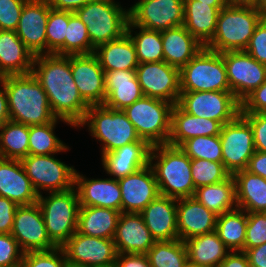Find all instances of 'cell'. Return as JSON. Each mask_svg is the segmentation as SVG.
<instances>
[{"label": "cell", "mask_w": 266, "mask_h": 267, "mask_svg": "<svg viewBox=\"0 0 266 267\" xmlns=\"http://www.w3.org/2000/svg\"><path fill=\"white\" fill-rule=\"evenodd\" d=\"M222 144V163L233 175L245 170L250 158L255 153L253 131L250 124L239 115L232 122L222 126L220 131Z\"/></svg>", "instance_id": "obj_12"}, {"label": "cell", "mask_w": 266, "mask_h": 267, "mask_svg": "<svg viewBox=\"0 0 266 267\" xmlns=\"http://www.w3.org/2000/svg\"><path fill=\"white\" fill-rule=\"evenodd\" d=\"M118 183L121 190V212L140 213L160 195L150 164L118 179Z\"/></svg>", "instance_id": "obj_20"}, {"label": "cell", "mask_w": 266, "mask_h": 267, "mask_svg": "<svg viewBox=\"0 0 266 267\" xmlns=\"http://www.w3.org/2000/svg\"><path fill=\"white\" fill-rule=\"evenodd\" d=\"M151 267H185L188 263L184 241H156L147 254Z\"/></svg>", "instance_id": "obj_41"}, {"label": "cell", "mask_w": 266, "mask_h": 267, "mask_svg": "<svg viewBox=\"0 0 266 267\" xmlns=\"http://www.w3.org/2000/svg\"><path fill=\"white\" fill-rule=\"evenodd\" d=\"M245 52L259 63L266 65V18L256 26Z\"/></svg>", "instance_id": "obj_50"}, {"label": "cell", "mask_w": 266, "mask_h": 267, "mask_svg": "<svg viewBox=\"0 0 266 267\" xmlns=\"http://www.w3.org/2000/svg\"><path fill=\"white\" fill-rule=\"evenodd\" d=\"M18 206L14 201L0 196V234H11Z\"/></svg>", "instance_id": "obj_53"}, {"label": "cell", "mask_w": 266, "mask_h": 267, "mask_svg": "<svg viewBox=\"0 0 266 267\" xmlns=\"http://www.w3.org/2000/svg\"><path fill=\"white\" fill-rule=\"evenodd\" d=\"M51 7L48 0H28L19 19L16 34L34 54H47L46 26Z\"/></svg>", "instance_id": "obj_19"}, {"label": "cell", "mask_w": 266, "mask_h": 267, "mask_svg": "<svg viewBox=\"0 0 266 267\" xmlns=\"http://www.w3.org/2000/svg\"><path fill=\"white\" fill-rule=\"evenodd\" d=\"M155 242L140 213H120L114 236L117 253L147 254Z\"/></svg>", "instance_id": "obj_22"}, {"label": "cell", "mask_w": 266, "mask_h": 267, "mask_svg": "<svg viewBox=\"0 0 266 267\" xmlns=\"http://www.w3.org/2000/svg\"><path fill=\"white\" fill-rule=\"evenodd\" d=\"M250 267H266V243L243 251Z\"/></svg>", "instance_id": "obj_55"}, {"label": "cell", "mask_w": 266, "mask_h": 267, "mask_svg": "<svg viewBox=\"0 0 266 267\" xmlns=\"http://www.w3.org/2000/svg\"><path fill=\"white\" fill-rule=\"evenodd\" d=\"M193 197L216 215L237 208L235 180L230 175L226 180L195 189Z\"/></svg>", "instance_id": "obj_36"}, {"label": "cell", "mask_w": 266, "mask_h": 267, "mask_svg": "<svg viewBox=\"0 0 266 267\" xmlns=\"http://www.w3.org/2000/svg\"><path fill=\"white\" fill-rule=\"evenodd\" d=\"M85 125H88L91 136L102 142V156L141 139L123 110L111 109L104 104L90 105L78 127Z\"/></svg>", "instance_id": "obj_5"}, {"label": "cell", "mask_w": 266, "mask_h": 267, "mask_svg": "<svg viewBox=\"0 0 266 267\" xmlns=\"http://www.w3.org/2000/svg\"><path fill=\"white\" fill-rule=\"evenodd\" d=\"M217 217L194 197L177 199V227L179 239L184 241L215 231Z\"/></svg>", "instance_id": "obj_25"}, {"label": "cell", "mask_w": 266, "mask_h": 267, "mask_svg": "<svg viewBox=\"0 0 266 267\" xmlns=\"http://www.w3.org/2000/svg\"><path fill=\"white\" fill-rule=\"evenodd\" d=\"M67 260L61 247L48 251L25 252L20 267H67Z\"/></svg>", "instance_id": "obj_46"}, {"label": "cell", "mask_w": 266, "mask_h": 267, "mask_svg": "<svg viewBox=\"0 0 266 267\" xmlns=\"http://www.w3.org/2000/svg\"><path fill=\"white\" fill-rule=\"evenodd\" d=\"M246 170L266 179V153L255 151Z\"/></svg>", "instance_id": "obj_56"}, {"label": "cell", "mask_w": 266, "mask_h": 267, "mask_svg": "<svg viewBox=\"0 0 266 267\" xmlns=\"http://www.w3.org/2000/svg\"><path fill=\"white\" fill-rule=\"evenodd\" d=\"M34 57L16 31L0 30V76L30 74Z\"/></svg>", "instance_id": "obj_29"}, {"label": "cell", "mask_w": 266, "mask_h": 267, "mask_svg": "<svg viewBox=\"0 0 266 267\" xmlns=\"http://www.w3.org/2000/svg\"><path fill=\"white\" fill-rule=\"evenodd\" d=\"M10 120L24 125H44L56 117L48 96L32 73L5 76Z\"/></svg>", "instance_id": "obj_2"}, {"label": "cell", "mask_w": 266, "mask_h": 267, "mask_svg": "<svg viewBox=\"0 0 266 267\" xmlns=\"http://www.w3.org/2000/svg\"><path fill=\"white\" fill-rule=\"evenodd\" d=\"M106 267H118L116 264L110 265V266H106Z\"/></svg>", "instance_id": "obj_66"}, {"label": "cell", "mask_w": 266, "mask_h": 267, "mask_svg": "<svg viewBox=\"0 0 266 267\" xmlns=\"http://www.w3.org/2000/svg\"><path fill=\"white\" fill-rule=\"evenodd\" d=\"M253 131L255 151L266 153V116L262 113H240Z\"/></svg>", "instance_id": "obj_51"}, {"label": "cell", "mask_w": 266, "mask_h": 267, "mask_svg": "<svg viewBox=\"0 0 266 267\" xmlns=\"http://www.w3.org/2000/svg\"><path fill=\"white\" fill-rule=\"evenodd\" d=\"M106 100L104 105L115 110H124L144 96L136 77L135 69L104 70Z\"/></svg>", "instance_id": "obj_27"}, {"label": "cell", "mask_w": 266, "mask_h": 267, "mask_svg": "<svg viewBox=\"0 0 266 267\" xmlns=\"http://www.w3.org/2000/svg\"><path fill=\"white\" fill-rule=\"evenodd\" d=\"M103 70H131L139 65L133 40L126 32L94 50Z\"/></svg>", "instance_id": "obj_34"}, {"label": "cell", "mask_w": 266, "mask_h": 267, "mask_svg": "<svg viewBox=\"0 0 266 267\" xmlns=\"http://www.w3.org/2000/svg\"><path fill=\"white\" fill-rule=\"evenodd\" d=\"M0 196L17 205L37 203L39 195L28 178L21 160L0 158Z\"/></svg>", "instance_id": "obj_26"}, {"label": "cell", "mask_w": 266, "mask_h": 267, "mask_svg": "<svg viewBox=\"0 0 266 267\" xmlns=\"http://www.w3.org/2000/svg\"><path fill=\"white\" fill-rule=\"evenodd\" d=\"M31 73L47 94L53 115L78 127L90 105L81 97L73 79L71 55H36Z\"/></svg>", "instance_id": "obj_1"}, {"label": "cell", "mask_w": 266, "mask_h": 267, "mask_svg": "<svg viewBox=\"0 0 266 267\" xmlns=\"http://www.w3.org/2000/svg\"><path fill=\"white\" fill-rule=\"evenodd\" d=\"M23 254L11 234H0V267H20Z\"/></svg>", "instance_id": "obj_48"}, {"label": "cell", "mask_w": 266, "mask_h": 267, "mask_svg": "<svg viewBox=\"0 0 266 267\" xmlns=\"http://www.w3.org/2000/svg\"><path fill=\"white\" fill-rule=\"evenodd\" d=\"M262 19L263 16L253 6L229 3L220 10L215 34L205 48L219 53L245 51Z\"/></svg>", "instance_id": "obj_4"}, {"label": "cell", "mask_w": 266, "mask_h": 267, "mask_svg": "<svg viewBox=\"0 0 266 267\" xmlns=\"http://www.w3.org/2000/svg\"><path fill=\"white\" fill-rule=\"evenodd\" d=\"M120 213L110 208L80 206L77 232L90 237L114 239Z\"/></svg>", "instance_id": "obj_33"}, {"label": "cell", "mask_w": 266, "mask_h": 267, "mask_svg": "<svg viewBox=\"0 0 266 267\" xmlns=\"http://www.w3.org/2000/svg\"><path fill=\"white\" fill-rule=\"evenodd\" d=\"M181 92H231L223 56L203 48L180 69Z\"/></svg>", "instance_id": "obj_9"}, {"label": "cell", "mask_w": 266, "mask_h": 267, "mask_svg": "<svg viewBox=\"0 0 266 267\" xmlns=\"http://www.w3.org/2000/svg\"><path fill=\"white\" fill-rule=\"evenodd\" d=\"M266 243V215L264 212H247L244 250Z\"/></svg>", "instance_id": "obj_47"}, {"label": "cell", "mask_w": 266, "mask_h": 267, "mask_svg": "<svg viewBox=\"0 0 266 267\" xmlns=\"http://www.w3.org/2000/svg\"><path fill=\"white\" fill-rule=\"evenodd\" d=\"M247 212L235 208L217 217L215 232L231 251H244Z\"/></svg>", "instance_id": "obj_37"}, {"label": "cell", "mask_w": 266, "mask_h": 267, "mask_svg": "<svg viewBox=\"0 0 266 267\" xmlns=\"http://www.w3.org/2000/svg\"><path fill=\"white\" fill-rule=\"evenodd\" d=\"M140 215L156 241L179 239L177 227V199L159 195Z\"/></svg>", "instance_id": "obj_21"}, {"label": "cell", "mask_w": 266, "mask_h": 267, "mask_svg": "<svg viewBox=\"0 0 266 267\" xmlns=\"http://www.w3.org/2000/svg\"><path fill=\"white\" fill-rule=\"evenodd\" d=\"M204 4H208L215 8H224L226 5L230 3V0H197Z\"/></svg>", "instance_id": "obj_60"}, {"label": "cell", "mask_w": 266, "mask_h": 267, "mask_svg": "<svg viewBox=\"0 0 266 267\" xmlns=\"http://www.w3.org/2000/svg\"><path fill=\"white\" fill-rule=\"evenodd\" d=\"M129 20L148 30L163 31L184 23V0H138L129 8Z\"/></svg>", "instance_id": "obj_13"}, {"label": "cell", "mask_w": 266, "mask_h": 267, "mask_svg": "<svg viewBox=\"0 0 266 267\" xmlns=\"http://www.w3.org/2000/svg\"><path fill=\"white\" fill-rule=\"evenodd\" d=\"M28 0H0V30L16 31L24 4Z\"/></svg>", "instance_id": "obj_49"}, {"label": "cell", "mask_w": 266, "mask_h": 267, "mask_svg": "<svg viewBox=\"0 0 266 267\" xmlns=\"http://www.w3.org/2000/svg\"><path fill=\"white\" fill-rule=\"evenodd\" d=\"M173 106L170 102L143 96L123 111L134 125L138 136L155 146L168 143Z\"/></svg>", "instance_id": "obj_8"}, {"label": "cell", "mask_w": 266, "mask_h": 267, "mask_svg": "<svg viewBox=\"0 0 266 267\" xmlns=\"http://www.w3.org/2000/svg\"><path fill=\"white\" fill-rule=\"evenodd\" d=\"M221 9L197 0H184L183 26L203 46H206L215 34Z\"/></svg>", "instance_id": "obj_31"}, {"label": "cell", "mask_w": 266, "mask_h": 267, "mask_svg": "<svg viewBox=\"0 0 266 267\" xmlns=\"http://www.w3.org/2000/svg\"><path fill=\"white\" fill-rule=\"evenodd\" d=\"M74 13L86 25L94 50L126 33L129 9L115 0H93Z\"/></svg>", "instance_id": "obj_6"}, {"label": "cell", "mask_w": 266, "mask_h": 267, "mask_svg": "<svg viewBox=\"0 0 266 267\" xmlns=\"http://www.w3.org/2000/svg\"><path fill=\"white\" fill-rule=\"evenodd\" d=\"M0 86V126H2L5 122L10 120L5 88V76H0Z\"/></svg>", "instance_id": "obj_59"}, {"label": "cell", "mask_w": 266, "mask_h": 267, "mask_svg": "<svg viewBox=\"0 0 266 267\" xmlns=\"http://www.w3.org/2000/svg\"><path fill=\"white\" fill-rule=\"evenodd\" d=\"M115 264L118 267H151L146 254L118 253Z\"/></svg>", "instance_id": "obj_54"}, {"label": "cell", "mask_w": 266, "mask_h": 267, "mask_svg": "<svg viewBox=\"0 0 266 267\" xmlns=\"http://www.w3.org/2000/svg\"><path fill=\"white\" fill-rule=\"evenodd\" d=\"M61 248L68 263L86 267L113 265L118 254L114 239L90 237L77 231Z\"/></svg>", "instance_id": "obj_15"}, {"label": "cell", "mask_w": 266, "mask_h": 267, "mask_svg": "<svg viewBox=\"0 0 266 267\" xmlns=\"http://www.w3.org/2000/svg\"><path fill=\"white\" fill-rule=\"evenodd\" d=\"M261 113L266 116V109H264Z\"/></svg>", "instance_id": "obj_65"}, {"label": "cell", "mask_w": 266, "mask_h": 267, "mask_svg": "<svg viewBox=\"0 0 266 267\" xmlns=\"http://www.w3.org/2000/svg\"><path fill=\"white\" fill-rule=\"evenodd\" d=\"M69 24V11H49L46 26L47 54L65 55V35Z\"/></svg>", "instance_id": "obj_43"}, {"label": "cell", "mask_w": 266, "mask_h": 267, "mask_svg": "<svg viewBox=\"0 0 266 267\" xmlns=\"http://www.w3.org/2000/svg\"><path fill=\"white\" fill-rule=\"evenodd\" d=\"M11 235L24 253L48 251L57 247L48 237L38 203L17 207Z\"/></svg>", "instance_id": "obj_17"}, {"label": "cell", "mask_w": 266, "mask_h": 267, "mask_svg": "<svg viewBox=\"0 0 266 267\" xmlns=\"http://www.w3.org/2000/svg\"><path fill=\"white\" fill-rule=\"evenodd\" d=\"M154 160L157 161L154 163ZM149 164L161 196L175 199L193 197L196 188L191 173V159L179 147L169 144L152 146Z\"/></svg>", "instance_id": "obj_3"}, {"label": "cell", "mask_w": 266, "mask_h": 267, "mask_svg": "<svg viewBox=\"0 0 266 267\" xmlns=\"http://www.w3.org/2000/svg\"><path fill=\"white\" fill-rule=\"evenodd\" d=\"M133 29H139V32H135L134 36ZM126 32L133 40L139 64L164 61L161 31L135 26L129 20Z\"/></svg>", "instance_id": "obj_39"}, {"label": "cell", "mask_w": 266, "mask_h": 267, "mask_svg": "<svg viewBox=\"0 0 266 267\" xmlns=\"http://www.w3.org/2000/svg\"><path fill=\"white\" fill-rule=\"evenodd\" d=\"M164 61L181 69L205 46L181 25L161 31Z\"/></svg>", "instance_id": "obj_30"}, {"label": "cell", "mask_w": 266, "mask_h": 267, "mask_svg": "<svg viewBox=\"0 0 266 267\" xmlns=\"http://www.w3.org/2000/svg\"><path fill=\"white\" fill-rule=\"evenodd\" d=\"M255 8L260 12L263 18H266V0H259Z\"/></svg>", "instance_id": "obj_62"}, {"label": "cell", "mask_w": 266, "mask_h": 267, "mask_svg": "<svg viewBox=\"0 0 266 267\" xmlns=\"http://www.w3.org/2000/svg\"><path fill=\"white\" fill-rule=\"evenodd\" d=\"M71 72L81 97L89 105L105 103V71L94 53L71 55Z\"/></svg>", "instance_id": "obj_18"}, {"label": "cell", "mask_w": 266, "mask_h": 267, "mask_svg": "<svg viewBox=\"0 0 266 267\" xmlns=\"http://www.w3.org/2000/svg\"><path fill=\"white\" fill-rule=\"evenodd\" d=\"M58 120L71 125L65 120L55 118L52 122L44 125L29 126V155H50L65 152L69 149V146L54 134Z\"/></svg>", "instance_id": "obj_40"}, {"label": "cell", "mask_w": 266, "mask_h": 267, "mask_svg": "<svg viewBox=\"0 0 266 267\" xmlns=\"http://www.w3.org/2000/svg\"><path fill=\"white\" fill-rule=\"evenodd\" d=\"M259 0H230V4L255 7Z\"/></svg>", "instance_id": "obj_61"}, {"label": "cell", "mask_w": 266, "mask_h": 267, "mask_svg": "<svg viewBox=\"0 0 266 267\" xmlns=\"http://www.w3.org/2000/svg\"><path fill=\"white\" fill-rule=\"evenodd\" d=\"M38 197L50 240L61 247L76 231L80 203L75 187L62 192H49Z\"/></svg>", "instance_id": "obj_7"}, {"label": "cell", "mask_w": 266, "mask_h": 267, "mask_svg": "<svg viewBox=\"0 0 266 267\" xmlns=\"http://www.w3.org/2000/svg\"><path fill=\"white\" fill-rule=\"evenodd\" d=\"M177 105L188 114L213 119L222 126L241 113V102L232 92H181Z\"/></svg>", "instance_id": "obj_10"}, {"label": "cell", "mask_w": 266, "mask_h": 267, "mask_svg": "<svg viewBox=\"0 0 266 267\" xmlns=\"http://www.w3.org/2000/svg\"><path fill=\"white\" fill-rule=\"evenodd\" d=\"M179 148L190 159H204L222 163L220 136H198L184 141Z\"/></svg>", "instance_id": "obj_42"}, {"label": "cell", "mask_w": 266, "mask_h": 267, "mask_svg": "<svg viewBox=\"0 0 266 267\" xmlns=\"http://www.w3.org/2000/svg\"><path fill=\"white\" fill-rule=\"evenodd\" d=\"M218 267H250L243 251L230 252Z\"/></svg>", "instance_id": "obj_58"}, {"label": "cell", "mask_w": 266, "mask_h": 267, "mask_svg": "<svg viewBox=\"0 0 266 267\" xmlns=\"http://www.w3.org/2000/svg\"><path fill=\"white\" fill-rule=\"evenodd\" d=\"M90 37L86 25L74 13L69 11V24L65 35V55L91 54Z\"/></svg>", "instance_id": "obj_44"}, {"label": "cell", "mask_w": 266, "mask_h": 267, "mask_svg": "<svg viewBox=\"0 0 266 267\" xmlns=\"http://www.w3.org/2000/svg\"><path fill=\"white\" fill-rule=\"evenodd\" d=\"M185 267H199V266H195V265H192L190 263H187V265Z\"/></svg>", "instance_id": "obj_64"}, {"label": "cell", "mask_w": 266, "mask_h": 267, "mask_svg": "<svg viewBox=\"0 0 266 267\" xmlns=\"http://www.w3.org/2000/svg\"><path fill=\"white\" fill-rule=\"evenodd\" d=\"M93 0H48L51 8L75 12Z\"/></svg>", "instance_id": "obj_57"}, {"label": "cell", "mask_w": 266, "mask_h": 267, "mask_svg": "<svg viewBox=\"0 0 266 267\" xmlns=\"http://www.w3.org/2000/svg\"><path fill=\"white\" fill-rule=\"evenodd\" d=\"M221 128L218 121L188 114L175 104L171 110V133L167 144L179 147L190 138L219 136Z\"/></svg>", "instance_id": "obj_28"}, {"label": "cell", "mask_w": 266, "mask_h": 267, "mask_svg": "<svg viewBox=\"0 0 266 267\" xmlns=\"http://www.w3.org/2000/svg\"><path fill=\"white\" fill-rule=\"evenodd\" d=\"M152 146L145 140L119 147L101 156L107 174L120 179L149 165Z\"/></svg>", "instance_id": "obj_23"}, {"label": "cell", "mask_w": 266, "mask_h": 267, "mask_svg": "<svg viewBox=\"0 0 266 267\" xmlns=\"http://www.w3.org/2000/svg\"><path fill=\"white\" fill-rule=\"evenodd\" d=\"M67 267H86V266L67 263Z\"/></svg>", "instance_id": "obj_63"}, {"label": "cell", "mask_w": 266, "mask_h": 267, "mask_svg": "<svg viewBox=\"0 0 266 267\" xmlns=\"http://www.w3.org/2000/svg\"><path fill=\"white\" fill-rule=\"evenodd\" d=\"M231 92L241 102L266 80V65L259 63L245 51L221 53Z\"/></svg>", "instance_id": "obj_16"}, {"label": "cell", "mask_w": 266, "mask_h": 267, "mask_svg": "<svg viewBox=\"0 0 266 267\" xmlns=\"http://www.w3.org/2000/svg\"><path fill=\"white\" fill-rule=\"evenodd\" d=\"M188 263L199 267H218L231 252L214 231L184 240Z\"/></svg>", "instance_id": "obj_32"}, {"label": "cell", "mask_w": 266, "mask_h": 267, "mask_svg": "<svg viewBox=\"0 0 266 267\" xmlns=\"http://www.w3.org/2000/svg\"><path fill=\"white\" fill-rule=\"evenodd\" d=\"M74 187L78 193L80 206L104 207L121 212V190L118 179H87L76 170Z\"/></svg>", "instance_id": "obj_24"}, {"label": "cell", "mask_w": 266, "mask_h": 267, "mask_svg": "<svg viewBox=\"0 0 266 267\" xmlns=\"http://www.w3.org/2000/svg\"><path fill=\"white\" fill-rule=\"evenodd\" d=\"M136 77L144 96L178 103L180 97V69L165 61L140 63Z\"/></svg>", "instance_id": "obj_14"}, {"label": "cell", "mask_w": 266, "mask_h": 267, "mask_svg": "<svg viewBox=\"0 0 266 267\" xmlns=\"http://www.w3.org/2000/svg\"><path fill=\"white\" fill-rule=\"evenodd\" d=\"M235 180L237 207L246 212L266 211V179L241 170L232 175Z\"/></svg>", "instance_id": "obj_35"}, {"label": "cell", "mask_w": 266, "mask_h": 267, "mask_svg": "<svg viewBox=\"0 0 266 267\" xmlns=\"http://www.w3.org/2000/svg\"><path fill=\"white\" fill-rule=\"evenodd\" d=\"M191 173L195 188L219 183L231 175L223 163L204 159H191Z\"/></svg>", "instance_id": "obj_45"}, {"label": "cell", "mask_w": 266, "mask_h": 267, "mask_svg": "<svg viewBox=\"0 0 266 267\" xmlns=\"http://www.w3.org/2000/svg\"><path fill=\"white\" fill-rule=\"evenodd\" d=\"M0 131V158L22 160L29 155L28 125L8 120Z\"/></svg>", "instance_id": "obj_38"}, {"label": "cell", "mask_w": 266, "mask_h": 267, "mask_svg": "<svg viewBox=\"0 0 266 267\" xmlns=\"http://www.w3.org/2000/svg\"><path fill=\"white\" fill-rule=\"evenodd\" d=\"M266 109V80L241 101V113H261Z\"/></svg>", "instance_id": "obj_52"}, {"label": "cell", "mask_w": 266, "mask_h": 267, "mask_svg": "<svg viewBox=\"0 0 266 267\" xmlns=\"http://www.w3.org/2000/svg\"><path fill=\"white\" fill-rule=\"evenodd\" d=\"M54 155H28L21 160L38 195H41L40 190L48 193L62 192L74 187L76 169Z\"/></svg>", "instance_id": "obj_11"}]
</instances>
